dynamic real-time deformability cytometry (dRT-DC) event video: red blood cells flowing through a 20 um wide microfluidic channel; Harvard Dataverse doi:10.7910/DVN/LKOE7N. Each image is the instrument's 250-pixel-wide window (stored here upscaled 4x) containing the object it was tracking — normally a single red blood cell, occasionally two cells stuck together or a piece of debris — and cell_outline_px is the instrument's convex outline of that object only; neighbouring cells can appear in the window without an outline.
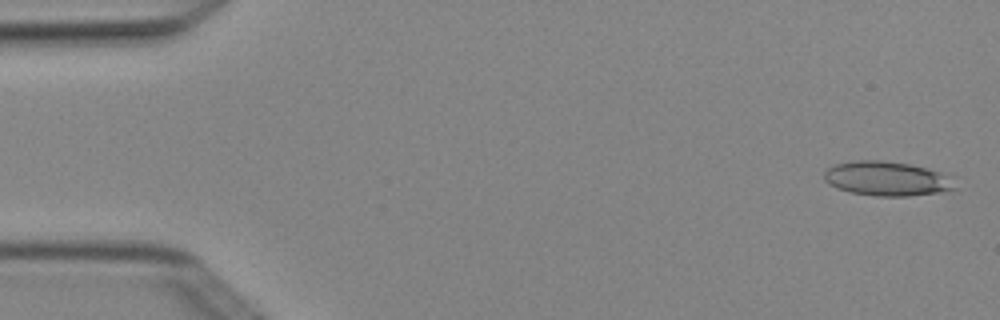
{"species": "Egyptian fruit bat (a non-hibernating species)", "species_latin": "Rousettus aegyptiacus", "temperature_condition": "cold", "stored_images_in_passage": 7, "camera_frame_rate_fps": 3000, "um_per_image_px": 0.085, "animal": {"sex": "female"}, "frame": {"image": 1, "passage_image": 1, "time_ms": 0.0, "image_size_px": [1000, 320], "cell_outline_px": [[960, 188], [944, 192], [908, 196], [876, 196], [852, 192], [836, 188], [828, 184], [824, 180], [824, 172], [828, 168], [836, 164], [856, 160], [880, 160], [908, 164], [928, 168], [956, 176]], "centroid_in_image_um": [75.52, 15.19], "position_along_channel_um": 9.5, "area_um2": 26.88}}
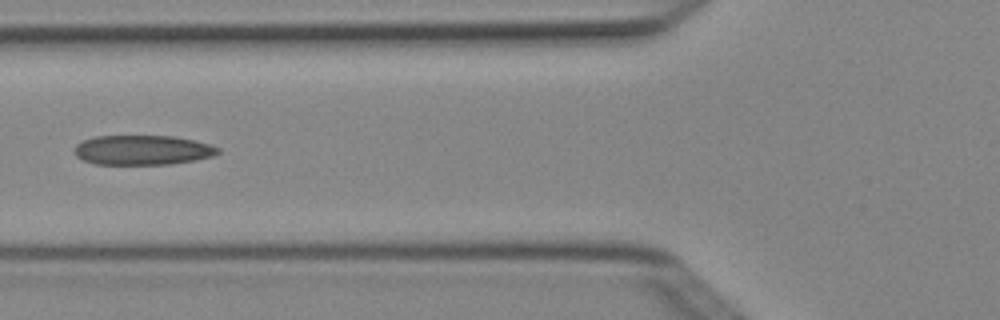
{"frame": {"image": 2, "passage_image": 6, "time_ms": 1.667, "image_size_px": [1000, 320], "cell_outline_px": [[220, 152], [212, 156], [196, 160], [168, 164], [96, 164], [84, 160], [76, 156], [76, 144], [84, 140], [96, 136], [172, 136], [192, 140], [208, 144], [220, 148]], "centroid_in_image_um": [12.13, 12.75], "position_along_channel_um": 113.7, "area_um2": 24.57}}
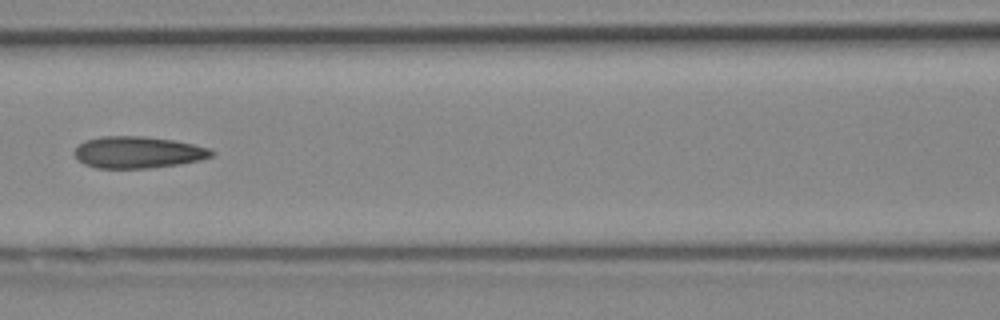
{"frame": {"image": 3, "passage_image": 7, "time_ms": 2.0, "image_size_px": [1000, 320], "cell_outline_px": [[216, 152], [212, 156], [200, 160], [180, 164], [148, 168], [96, 168], [84, 164], [72, 152], [84, 140], [100, 136], [144, 136], [172, 140], [192, 144], [208, 148]], "centroid_in_image_um": [11.71, 12.94], "position_along_channel_um": 154.9, "area_um2": 25.32}}